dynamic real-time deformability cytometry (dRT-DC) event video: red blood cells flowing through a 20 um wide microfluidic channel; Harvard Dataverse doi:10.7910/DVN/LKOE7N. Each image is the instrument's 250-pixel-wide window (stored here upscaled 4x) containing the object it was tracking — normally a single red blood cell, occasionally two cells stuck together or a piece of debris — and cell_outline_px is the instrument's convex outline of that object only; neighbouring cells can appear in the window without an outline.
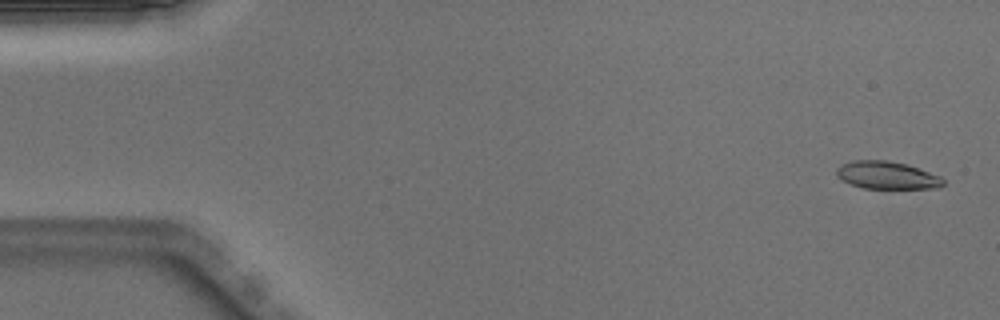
{"species": "Egyptian fruit bat (a non-hibernating species)", "species_latin": "Rousettus aegyptiacus", "temperature_condition": "warm", "stored_images_in_passage": 50, "camera_frame_rate_fps": 3000, "um_per_image_px": 0.085, "animal": {"sex": "male"}, "frame": {"image": 1, "passage_image": 2, "time_ms": 0.333, "image_size_px": [1000, 320], "cell_outline_px": [[944, 184], [940, 188], [860, 188], [836, 176], [836, 168], [840, 164], [852, 160], [888, 160], [908, 164], [940, 176], [944, 180]], "centroid_in_image_um": [75.38, 14.88], "position_along_channel_um": 9.6, "area_um2": 17.28}}
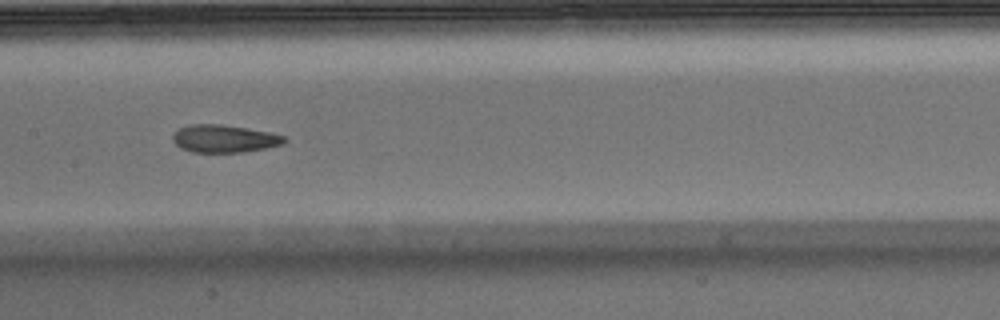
{"frame": {"image": 2, "passage_image": 25, "time_ms": 8.0, "image_size_px": [1000, 320], "cell_outline_px": [[288, 140], [284, 144], [264, 148], [240, 152], [192, 152], [180, 148], [172, 140], [172, 136], [180, 128], [192, 124], [220, 124], [248, 128], [268, 132], [284, 136]], "centroid_in_image_um": [19.06, 11.78], "position_along_channel_um": 188.3, "area_um2": 17.86}}
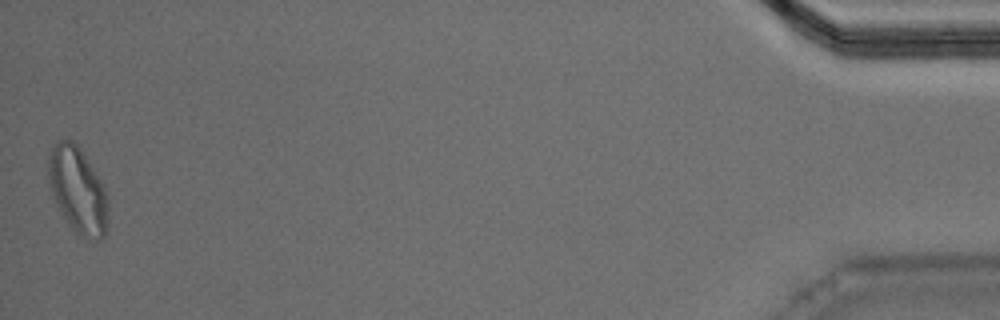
{"frame": {"image": 3, "passage_image": 50, "time_ms": 16.333, "image_size_px": [1000, 320], "cell_outline_px": [[108, 224], [104, 236], [100, 240], [96, 240], [84, 236], [76, 232], [68, 224], [56, 204], [52, 192], [48, 176], [48, 156], [52, 148], [60, 140], [72, 140], [80, 148], [100, 180], [104, 188], [108, 200]], "centroid_in_image_um": [6.62, 16.18], "position_along_channel_um": 428.6, "area_um2": 29.59}, "authors_computed_cell_mechanics": {"area_um2": 18.4382, "velocity_mm_per_s": 4.0106, "shape_relaxation_time_tau1_ms": 6.3225, "shape_relaxation_time_tau2_ms": 1.9574, "deformation_change_tau1": 0.1918, "deformation_change_tau2": 0.089}}